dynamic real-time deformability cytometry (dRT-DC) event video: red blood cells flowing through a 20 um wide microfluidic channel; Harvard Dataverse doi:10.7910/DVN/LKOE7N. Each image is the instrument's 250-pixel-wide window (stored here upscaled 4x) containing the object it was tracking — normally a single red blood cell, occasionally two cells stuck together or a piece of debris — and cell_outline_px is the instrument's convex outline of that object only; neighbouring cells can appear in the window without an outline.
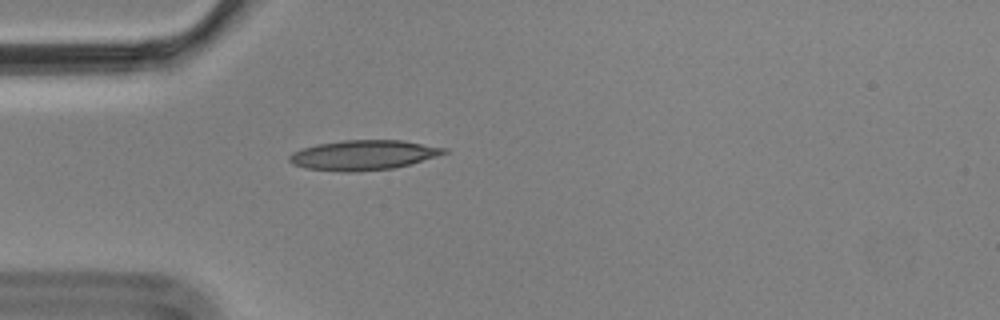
{"species": "Egyptian fruit bat (a non-hibernating species)", "species_latin": "Rousettus aegyptiacus", "temperature_condition": "cold", "stored_images_in_passage": 5, "camera_frame_rate_fps": 3000, "um_per_image_px": 0.085, "animal": {"sex": "male"}, "frame": {"image": 1, "passage_image": 5, "time_ms": 1.333, "image_size_px": [1000, 320], "cell_outline_px": [[448, 152], [436, 156], [408, 164], [392, 168], [360, 172], [340, 172], [304, 168], [292, 164], [288, 160], [288, 156], [292, 152], [316, 144], [344, 140], [404, 140], [448, 148]], "centroid_in_image_um": [30.85, 13.18], "position_along_channel_um": 54.1, "area_um2": 27.05}}